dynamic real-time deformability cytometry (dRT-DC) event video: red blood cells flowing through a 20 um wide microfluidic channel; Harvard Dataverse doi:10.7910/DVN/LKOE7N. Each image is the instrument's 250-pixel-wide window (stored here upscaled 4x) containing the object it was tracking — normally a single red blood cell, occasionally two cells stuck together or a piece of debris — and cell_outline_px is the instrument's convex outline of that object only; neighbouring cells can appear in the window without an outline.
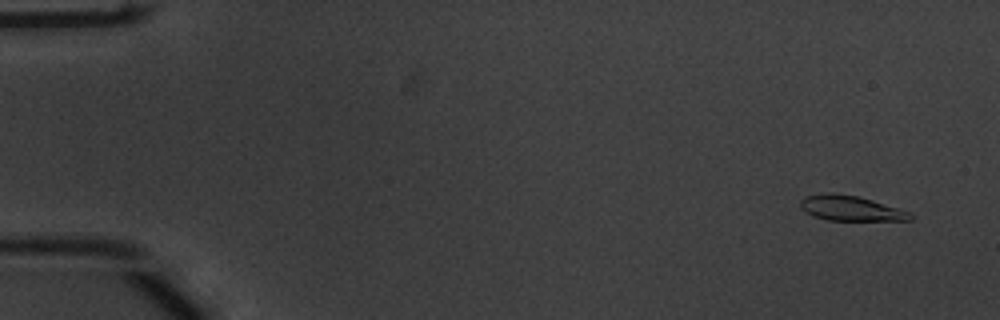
{"species": "common noctule bat (a hibernating species)", "species_latin": "Nyctalus noctula", "temperature_condition": "warm", "stored_images_in_passage": 52, "camera_frame_rate_fps": 3000, "um_per_image_px": 0.085, "animal": {"sex": "male", "body_mass_g": 20.1, "forearm_length_mm": 53.5}, "frame": {"image": 1, "passage_image": 2, "time_ms": 0.333, "image_size_px": [1000, 320], "cell_outline_px": [[912, 220], [828, 220], [812, 216], [804, 212], [800, 208], [800, 200], [804, 196], [824, 192], [832, 192], [856, 196], [872, 200], [912, 212]], "centroid_in_image_um": [72.25, 17.69], "position_along_channel_um": 12.7, "area_um2": 16.24}}
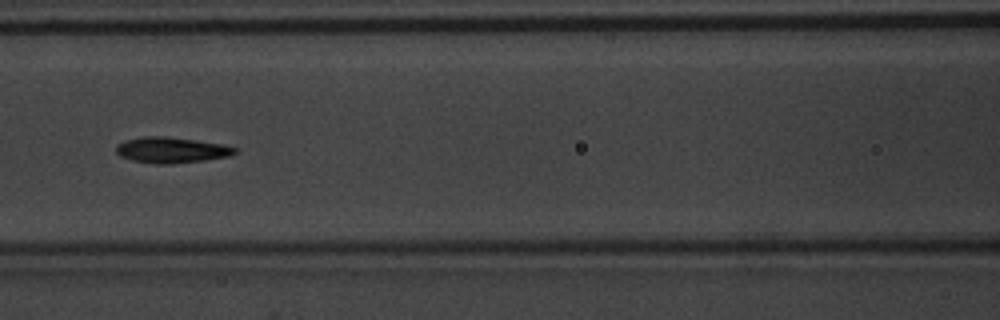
{"frame": {"image": 2, "passage_image": 23, "time_ms": 7.333, "image_size_px": [1000, 320], "cell_outline_px": [[236, 152], [228, 156], [204, 160], [168, 164], [156, 164], [132, 160], [120, 156], [116, 152], [116, 144], [124, 140], [144, 136], [164, 136], [196, 140], [224, 144], [236, 148]], "centroid_in_image_um": [14.53, 12.74], "position_along_channel_um": 152.1, "area_um2": 17.8}}
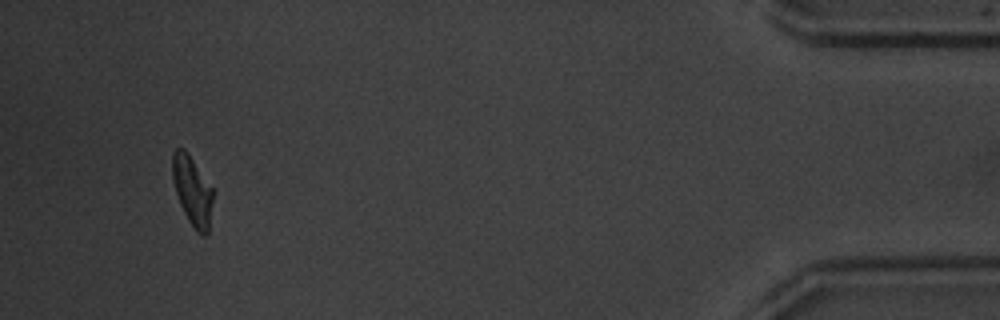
{"frame": {"image": 3, "passage_image": 49, "time_ms": 16.0, "image_size_px": [1000, 320], "cell_outline_px": [[212, 200], [208, 232], [204, 236], [200, 236], [196, 232], [188, 220], [180, 204], [172, 180], [172, 152], [176, 148], [184, 148], [188, 152], [212, 188]], "centroid_in_image_um": [16.32, 16.2], "position_along_channel_um": 418.9, "area_um2": 16.3}, "authors_computed_cell_mechanics": {"area_um2": 16.9354, "velocity_mm_per_s": 3.8599, "shape_relaxation_time_tau1_ms": 2.6848, "shape_relaxation_time_tau2_ms": 2.4969, "deformation_change_tau1": 0.1566, "deformation_change_tau2": 0.1031}}